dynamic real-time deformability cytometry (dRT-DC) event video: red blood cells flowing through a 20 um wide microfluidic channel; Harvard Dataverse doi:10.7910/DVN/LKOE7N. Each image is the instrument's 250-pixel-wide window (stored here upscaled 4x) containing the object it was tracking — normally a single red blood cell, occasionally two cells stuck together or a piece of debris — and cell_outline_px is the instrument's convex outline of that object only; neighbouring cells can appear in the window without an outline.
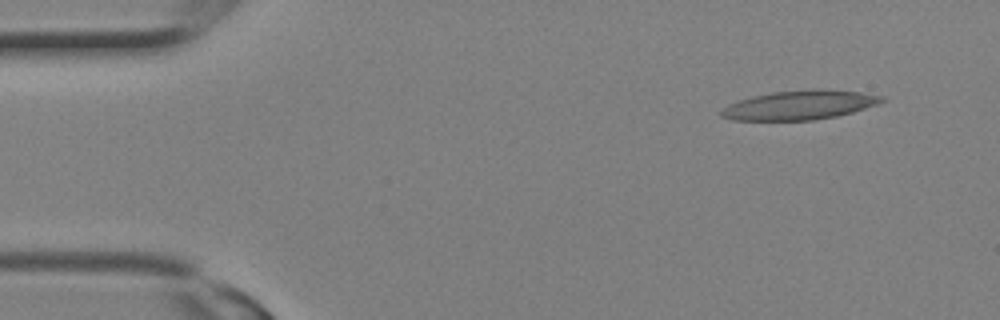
{"species": "Egyptian fruit bat (a non-hibernating species)", "species_latin": "Rousettus aegyptiacus", "temperature_condition": "room temperature", "stored_images_in_passage": 2, "camera_frame_rate_fps": 3000, "um_per_image_px": 0.085, "animal": {"sex": "female"}, "frame": {"image": 1, "passage_image": 1, "time_ms": 0.0, "image_size_px": [1000, 320], "cell_outline_px": [[888, 100], [880, 104], [852, 112], [836, 116], [812, 120], [732, 120], [720, 116], [720, 112], [728, 104], [752, 96], [772, 92], [816, 88], [860, 92], [884, 96]], "centroid_in_image_um": [68.01, 8.92], "position_along_channel_um": 17.0, "area_um2": 27.46}}